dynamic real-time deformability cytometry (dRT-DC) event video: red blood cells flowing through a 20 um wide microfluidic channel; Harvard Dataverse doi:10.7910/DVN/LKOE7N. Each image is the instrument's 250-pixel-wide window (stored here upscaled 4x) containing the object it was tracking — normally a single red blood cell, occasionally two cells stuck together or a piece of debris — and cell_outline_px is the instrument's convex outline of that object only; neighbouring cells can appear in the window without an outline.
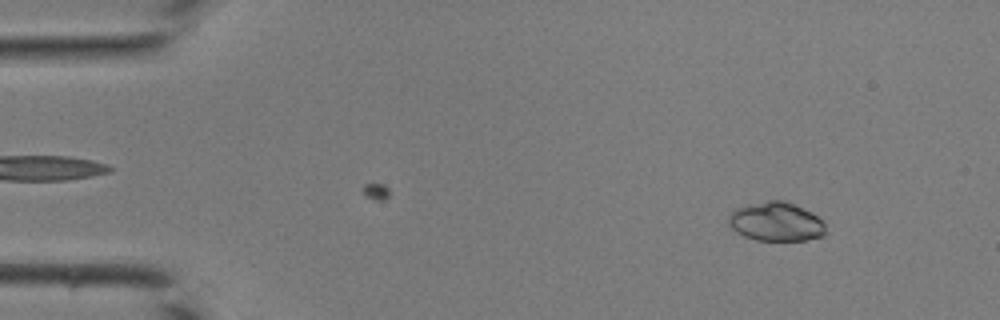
{"species": "common noctule bat (a hibernating species)", "species_latin": "Nyctalus noctula", "temperature_condition": "room temperature", "stored_images_in_passage": 39, "camera_frame_rate_fps": 3000, "um_per_image_px": 0.085, "animal": {"sex": "male", "body_mass_g": 19.0, "forearm_length_mm": 50.8}, "frame": {"image": 1, "passage_image": 5, "time_ms": 1.333, "image_size_px": [1000, 320], "cell_outline_px": [[824, 236], [804, 240], [756, 240], [744, 236], [736, 232], [728, 224], [728, 216], [736, 208], [748, 204], [768, 200], [784, 200], [812, 212], [824, 220]], "centroid_in_image_um": [65.96, 18.84], "position_along_channel_um": 19.0, "area_um2": 22.14}}
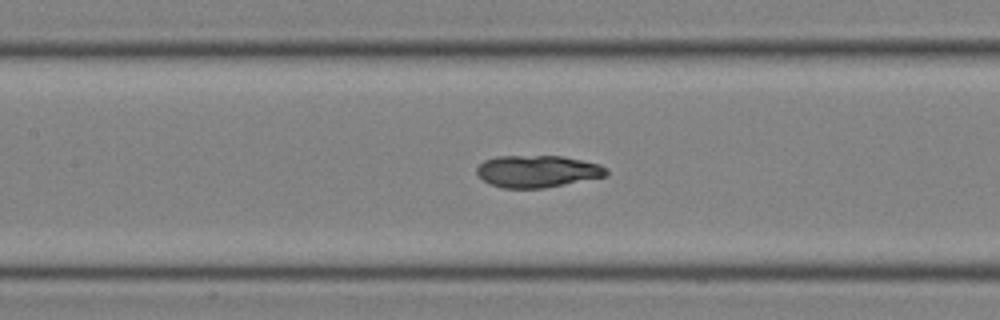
{"frame": {"image": 2, "passage_image": 20, "time_ms": 6.333, "image_size_px": [1000, 320], "cell_outline_px": [[608, 172], [604, 176], [544, 188], [504, 188], [488, 184], [476, 172], [476, 168], [484, 160], [496, 156], [564, 156], [600, 164], [608, 168]], "centroid_in_image_um": [45.66, 14.55], "position_along_channel_um": 161.7, "area_um2": 24.16}}
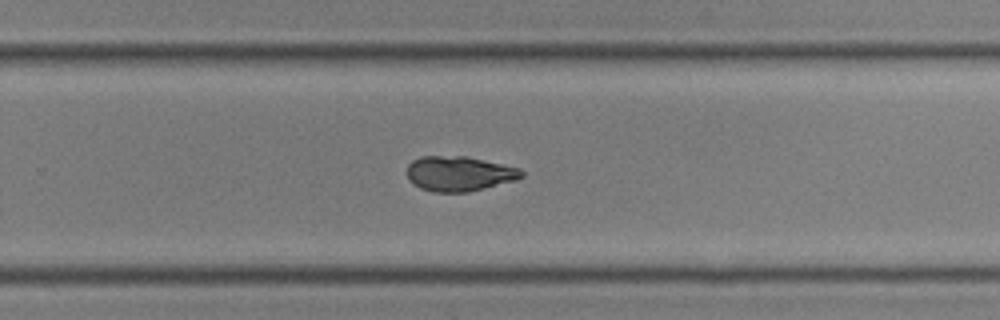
{"frame": {"image": 3, "passage_image": 28, "time_ms": 9.0, "image_size_px": [1000, 320], "cell_outline_px": [[524, 176], [516, 180], [468, 192], [432, 192], [420, 188], [412, 184], [408, 180], [408, 164], [412, 160], [420, 156], [464, 156], [520, 168], [524, 172]], "centroid_in_image_um": [39.0, 14.77], "position_along_channel_um": 290.8, "area_um2": 23.35}}